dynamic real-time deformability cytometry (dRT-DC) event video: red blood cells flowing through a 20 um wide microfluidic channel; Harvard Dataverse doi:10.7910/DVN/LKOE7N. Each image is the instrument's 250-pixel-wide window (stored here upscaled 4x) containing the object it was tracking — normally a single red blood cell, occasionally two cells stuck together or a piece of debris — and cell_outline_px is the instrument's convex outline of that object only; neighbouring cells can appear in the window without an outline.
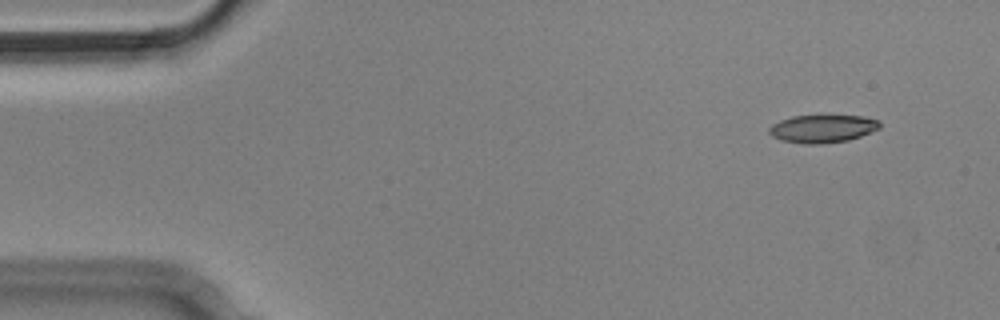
{"species": "Egyptian fruit bat (a non-hibernating species)", "species_latin": "Rousettus aegyptiacus", "temperature_condition": "cold", "stored_images_in_passage": 5, "camera_frame_rate_fps": 3000, "um_per_image_px": 0.085, "animal": {"sex": "male"}, "frame": {"image": 1, "passage_image": 2, "time_ms": 0.333, "image_size_px": [1000, 320], "cell_outline_px": [[880, 128], [860, 136], [848, 140], [820, 144], [804, 144], [780, 140], [772, 136], [768, 132], [768, 128], [772, 124], [780, 120], [792, 116], [860, 116], [880, 120]], "centroid_in_image_um": [69.88, 10.94], "position_along_channel_um": 15.1, "area_um2": 17.92}}